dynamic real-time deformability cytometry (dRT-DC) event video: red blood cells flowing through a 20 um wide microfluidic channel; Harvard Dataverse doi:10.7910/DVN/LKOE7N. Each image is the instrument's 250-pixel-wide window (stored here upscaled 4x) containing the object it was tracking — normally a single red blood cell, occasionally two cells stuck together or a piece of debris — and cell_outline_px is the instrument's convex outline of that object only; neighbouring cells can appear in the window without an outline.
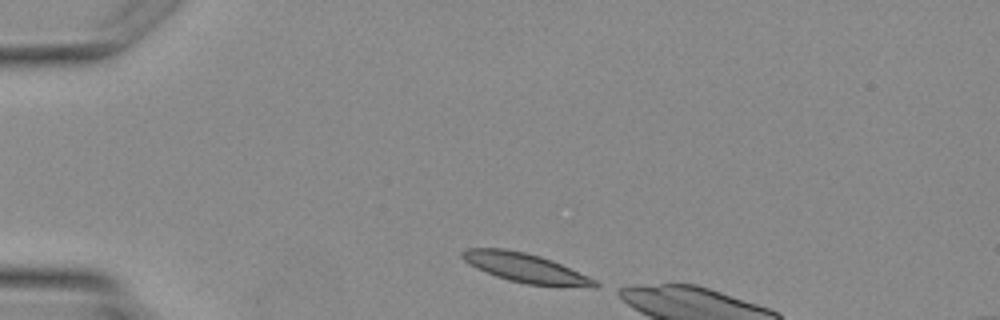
{"species": "Egyptian fruit bat (a non-hibernating species)", "species_latin": "Rousettus aegyptiacus", "temperature_condition": "warm", "stored_images_in_passage": 3, "camera_frame_rate_fps": 3000, "um_per_image_px": 0.085, "animal": {"sex": "female"}, "frame": {"image": 1, "passage_image": 1, "time_ms": 0.0, "image_size_px": [1000, 320], "cell_outline_px": [[600, 284], [596, 288], [592, 288], [528, 284], [508, 280], [496, 276], [476, 268], [468, 264], [460, 256], [460, 252], [468, 248], [504, 248], [524, 252], [540, 256], [552, 260], [588, 276], [596, 280]], "centroid_in_image_um": [44.67, 22.78], "position_along_channel_um": 40.3, "area_um2": 22.66}}